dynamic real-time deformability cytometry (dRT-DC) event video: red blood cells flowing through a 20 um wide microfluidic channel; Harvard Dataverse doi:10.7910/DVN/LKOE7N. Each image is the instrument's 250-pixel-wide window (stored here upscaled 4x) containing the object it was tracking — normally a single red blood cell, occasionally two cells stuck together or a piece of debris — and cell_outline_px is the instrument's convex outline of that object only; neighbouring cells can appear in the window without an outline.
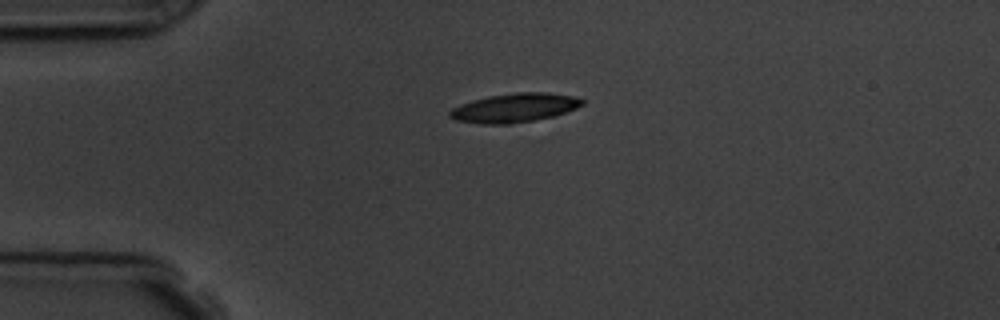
{"species": "common noctule bat (a hibernating species)", "species_latin": "Nyctalus noctula", "temperature_condition": "room temperature", "stored_images_in_passage": 3, "camera_frame_rate_fps": 3000, "um_per_image_px": 0.085, "animal": {"sex": "male", "body_mass_g": 19.5, "forearm_length_mm": 54.6}, "frame": {"image": 1, "passage_image": 1, "time_ms": 0.0, "image_size_px": [1000, 320], "cell_outline_px": [[584, 104], [576, 108], [556, 116], [508, 124], [480, 124], [456, 120], [448, 116], [448, 112], [452, 108], [460, 104], [488, 96], [516, 92], [548, 92], [572, 96], [584, 100]], "centroid_in_image_um": [43.73, 9.16], "position_along_channel_um": 41.3, "area_um2": 22.37}}